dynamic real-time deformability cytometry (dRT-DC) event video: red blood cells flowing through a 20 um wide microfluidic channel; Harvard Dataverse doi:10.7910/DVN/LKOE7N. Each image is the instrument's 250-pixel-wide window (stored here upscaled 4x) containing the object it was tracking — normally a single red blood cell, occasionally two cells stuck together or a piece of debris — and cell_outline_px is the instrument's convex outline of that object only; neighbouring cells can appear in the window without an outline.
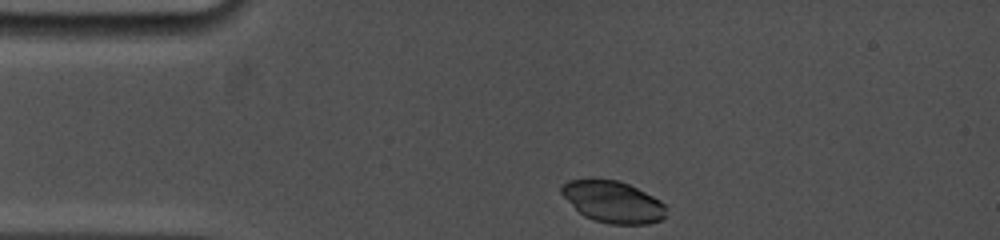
{"species": "common noctule bat (a hibernating species)", "species_latin": "Nyctalus noctula", "temperature_condition": "cold", "stored_images_in_passage": 7, "camera_frame_rate_fps": 5000, "um_per_image_px": 0.085, "animal": {"sex": "female", "body_mass_g": 19.0, "forearm_length_mm": 53.3}, "frame": {"image": 1, "passage_image": 1, "time_ms": 0.0, "image_size_px": [1000, 240], "cell_outline_px": [[668, 208], [664, 216], [660, 220], [648, 224], [608, 224], [592, 220], [584, 216], [560, 192], [560, 188], [568, 180], [592, 176], [620, 180], [660, 200]], "centroid_in_image_um": [52.08, 17.12], "position_along_channel_um": 32.9, "area_um2": 25.84}}
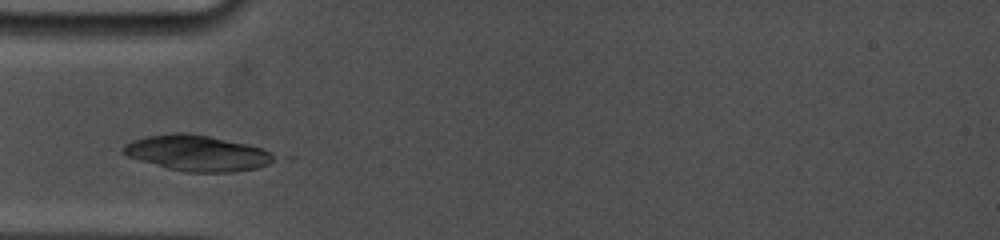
{"frame": {"image": 2, "passage_image": 5, "time_ms": 2.0, "image_size_px": [1000, 240], "cell_outline_px": [[276, 160], [268, 164], [256, 168], [232, 172], [188, 172], [168, 168], [140, 160], [128, 156], [120, 152], [120, 148], [124, 144], [132, 140], [148, 136], [176, 132], [188, 132], [248, 144], [260, 148], [276, 156]], "centroid_in_image_um": [16.73, 13.01], "position_along_channel_um": 68.3, "area_um2": 31.27}}
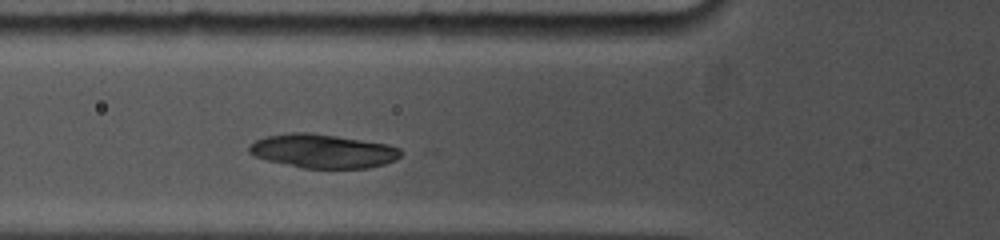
{"frame": {"image": 3, "passage_image": 7, "time_ms": 2.8, "image_size_px": [1000, 240], "cell_outline_px": [[404, 152], [396, 160], [384, 164], [368, 168], [304, 168], [268, 160], [252, 156], [248, 152], [248, 148], [256, 140], [264, 136], [288, 132], [312, 132], [388, 144], [400, 148]], "centroid_in_image_um": [27.45, 12.83], "position_along_channel_um": 98.3, "area_um2": 30.11}}